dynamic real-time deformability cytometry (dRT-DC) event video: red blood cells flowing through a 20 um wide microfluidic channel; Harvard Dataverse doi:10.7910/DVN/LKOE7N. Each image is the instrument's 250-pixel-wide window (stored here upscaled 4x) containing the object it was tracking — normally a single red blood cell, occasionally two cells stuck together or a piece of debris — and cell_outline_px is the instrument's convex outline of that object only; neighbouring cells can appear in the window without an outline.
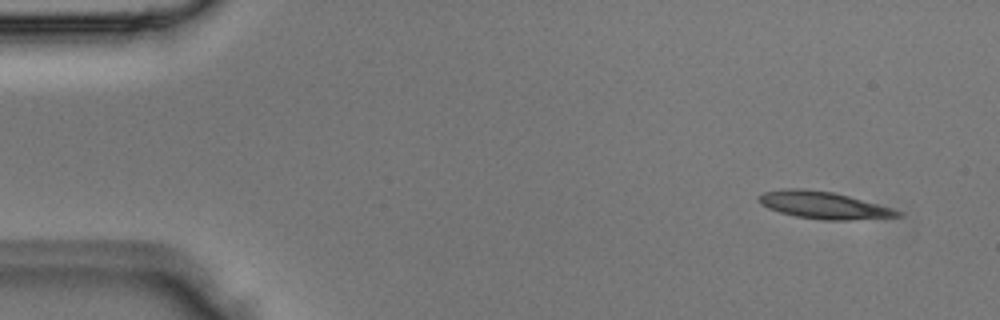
{"species": "Egyptian fruit bat (a non-hibernating species)", "species_latin": "Rousettus aegyptiacus", "temperature_condition": "room temperature", "stored_images_in_passage": 3, "camera_frame_rate_fps": 3000, "um_per_image_px": 0.085, "animal": {"sex": "male"}, "frame": {"image": 1, "passage_image": 1, "time_ms": 0.0, "image_size_px": [1000, 320], "cell_outline_px": [[904, 216], [848, 220], [824, 220], [796, 216], [780, 212], [768, 208], [760, 204], [760, 196], [764, 192], [784, 188], [804, 188], [832, 192], [848, 196], [892, 208], [904, 212]], "centroid_in_image_um": [70.03, 17.44], "position_along_channel_um": 15.0, "area_um2": 21.79}}